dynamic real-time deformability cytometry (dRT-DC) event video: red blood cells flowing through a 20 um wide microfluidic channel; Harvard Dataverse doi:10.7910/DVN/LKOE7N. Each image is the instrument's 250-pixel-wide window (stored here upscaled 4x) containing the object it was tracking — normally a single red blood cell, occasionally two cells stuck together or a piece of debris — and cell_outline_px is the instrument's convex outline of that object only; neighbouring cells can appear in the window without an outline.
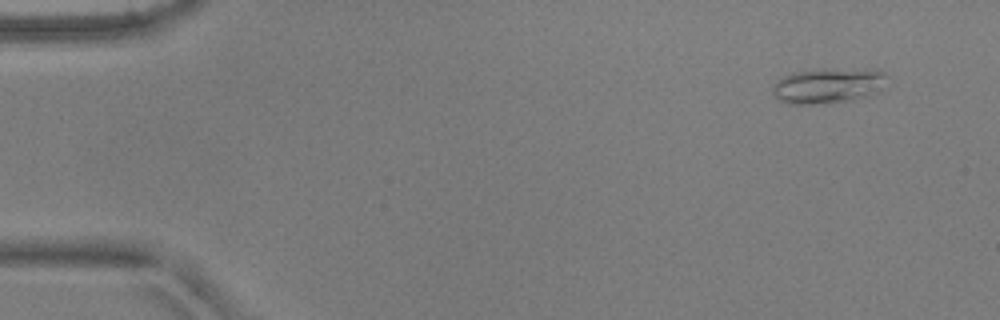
{"species": "common noctule bat (a hibernating species)", "species_latin": "Nyctalus noctula", "temperature_condition": "warm", "stored_images_in_passage": 4, "camera_frame_rate_fps": 3000, "um_per_image_px": 0.085, "animal": {"sex": "male", "body_mass_g": 17.9, "forearm_length_mm": 54.2}, "frame": {"image": 1, "passage_image": 1, "time_ms": 0.0, "image_size_px": [1000, 320], "cell_outline_px": [[888, 76], [880, 92], [852, 100], [824, 104], [788, 104], [780, 100], [772, 92], [772, 84], [784, 76], [792, 72], [872, 68], [884, 72]], "centroid_in_image_um": [70.42, 7.3], "position_along_channel_um": 14.6, "area_um2": 23.52}}